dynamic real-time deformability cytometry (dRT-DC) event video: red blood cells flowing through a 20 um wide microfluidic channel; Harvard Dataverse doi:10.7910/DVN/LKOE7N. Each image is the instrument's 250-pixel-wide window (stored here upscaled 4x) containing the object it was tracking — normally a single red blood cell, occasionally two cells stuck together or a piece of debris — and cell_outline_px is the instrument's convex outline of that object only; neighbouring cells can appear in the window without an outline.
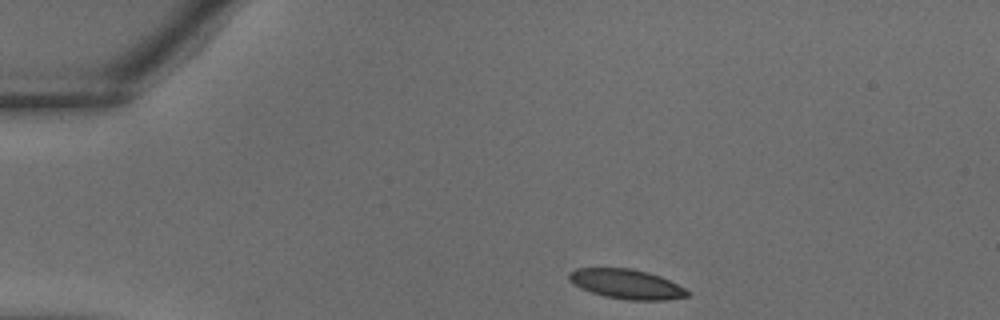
{"species": "common noctule bat (a hibernating species)", "species_latin": "Nyctalus noctula", "temperature_condition": "warm", "stored_images_in_passage": 31, "camera_frame_rate_fps": 3000, "um_per_image_px": 0.085, "animal": {"sex": "male", "body_mass_g": 18.8}, "frame": {"image": 1, "passage_image": 1, "time_ms": 0.0, "image_size_px": [1000, 320], "cell_outline_px": [[692, 292], [688, 296], [664, 300], [628, 300], [604, 296], [580, 288], [568, 280], [568, 272], [576, 268], [632, 268], [648, 272], [660, 276]], "centroid_in_image_um": [53.23, 24.14], "position_along_channel_um": 31.8, "area_um2": 20.46}}
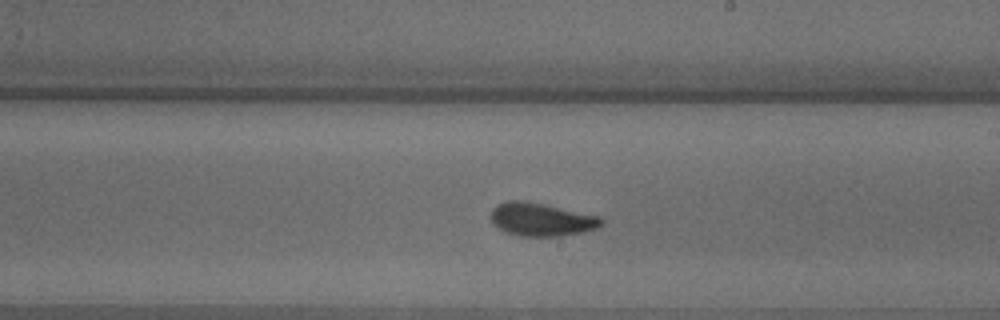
{"frame": {"image": 2, "passage_image": 16, "time_ms": 5.0, "image_size_px": [1000, 320], "cell_outline_px": [[604, 224], [596, 228], [584, 232], [560, 236], [520, 236], [504, 232], [492, 224], [492, 208], [496, 204], [508, 200], [524, 200], [544, 204], [600, 216], [604, 220]], "centroid_in_image_um": [46.01, 18.65], "position_along_channel_um": 243.0, "area_um2": 21.56}}
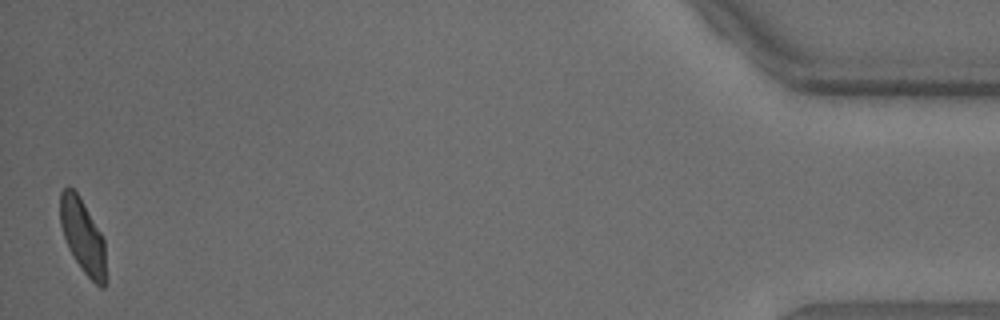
{"frame": {"image": 3, "passage_image": 31, "time_ms": 10.0, "image_size_px": [1000, 320], "cell_outline_px": [[104, 288], [100, 288], [84, 272], [68, 248], [60, 224], [60, 192], [68, 184], [76, 192], [84, 204], [104, 236]], "centroid_in_image_um": [7.01, 20.01], "position_along_channel_um": 428.2, "area_um2": 19.42}}